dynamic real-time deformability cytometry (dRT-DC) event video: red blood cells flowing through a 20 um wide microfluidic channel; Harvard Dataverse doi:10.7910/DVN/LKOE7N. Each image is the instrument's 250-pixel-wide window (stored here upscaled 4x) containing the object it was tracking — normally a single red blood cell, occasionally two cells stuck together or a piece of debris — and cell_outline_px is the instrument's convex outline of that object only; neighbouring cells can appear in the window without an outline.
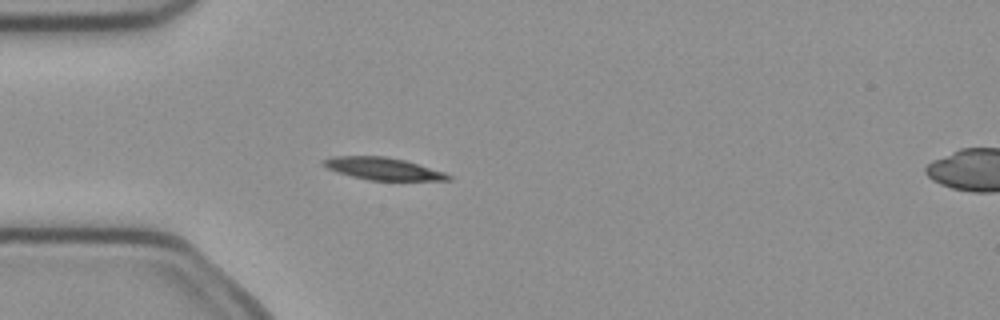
{"species": "common noctule bat (a hibernating species)", "species_latin": "Nyctalus noctula", "temperature_condition": "cold", "stored_images_in_passage": 3, "camera_frame_rate_fps": 3000, "um_per_image_px": 0.085, "animal": {"sex": "female", "body_mass_g": 21.9}, "frame": {"image": 1, "passage_image": 2, "time_ms": 0.333, "image_size_px": [1000, 320], "cell_outline_px": [[452, 180], [368, 180], [336, 172], [320, 164], [320, 160], [332, 156], [384, 156], [404, 160], [444, 172], [452, 176]], "centroid_in_image_um": [32.49, 14.33], "position_along_channel_um": 52.5, "area_um2": 16.18}}